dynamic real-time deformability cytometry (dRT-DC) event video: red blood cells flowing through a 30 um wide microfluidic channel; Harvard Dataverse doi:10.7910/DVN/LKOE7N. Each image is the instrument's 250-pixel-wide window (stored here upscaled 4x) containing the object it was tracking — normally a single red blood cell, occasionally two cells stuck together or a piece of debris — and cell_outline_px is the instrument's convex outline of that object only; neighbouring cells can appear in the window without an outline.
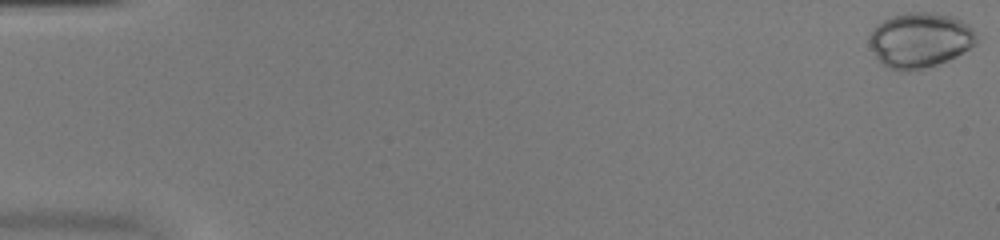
{"species": "common noctule bat (a hibernating species)", "species_latin": "Nyctalus noctula", "temperature_condition": "warm", "stored_images_in_passage": 51, "camera_frame_rate_fps": 3000, "um_per_image_px": 0.085, "animal": {"sex": "female", "body_mass_g": 20.0, "forearm_length_mm": 54.0}, "frame": {"image": 1, "passage_image": 1, "time_ms": 0.0, "image_size_px": [1000, 240], "cell_outline_px": [[976, 44], [956, 56], [948, 60], [924, 68], [908, 72], [900, 72], [888, 68], [876, 56], [868, 40], [868, 36], [884, 20], [892, 16], [908, 12], [928, 12], [952, 16], [968, 24], [972, 28], [976, 36]], "centroid_in_image_um": [78.21, 3.42], "position_along_channel_um": 6.8, "area_um2": 34.1}}
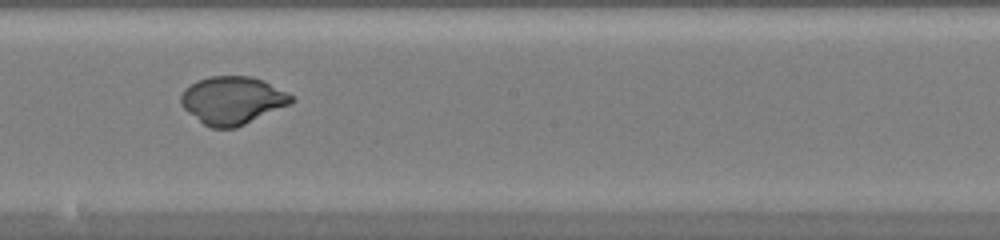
{"frame": {"image": 2, "passage_image": 30, "time_ms": 9.667, "image_size_px": [1000, 240], "cell_outline_px": [[296, 100], [292, 104], [236, 128], [212, 128], [204, 124], [188, 112], [180, 104], [180, 96], [184, 88], [196, 80], [208, 76], [252, 76], [264, 80], [288, 92]], "centroid_in_image_um": [19.77, 8.52], "position_along_channel_um": 228.4, "area_um2": 31.15}}
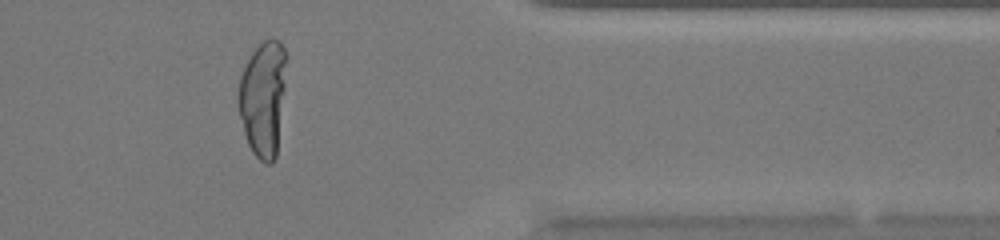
{"frame": {"image": 3, "passage_image": 43, "time_ms": 14.0, "image_size_px": [1000, 240], "cell_outline_px": [[288, 60], [276, 156], [272, 164], [264, 164], [252, 152], [248, 144], [244, 132], [236, 100], [236, 96], [240, 76], [252, 52], [264, 40], [272, 36], [280, 40], [288, 56]], "centroid_in_image_um": [22.37, 8.31], "position_along_channel_um": 389.0, "area_um2": 32.95}}